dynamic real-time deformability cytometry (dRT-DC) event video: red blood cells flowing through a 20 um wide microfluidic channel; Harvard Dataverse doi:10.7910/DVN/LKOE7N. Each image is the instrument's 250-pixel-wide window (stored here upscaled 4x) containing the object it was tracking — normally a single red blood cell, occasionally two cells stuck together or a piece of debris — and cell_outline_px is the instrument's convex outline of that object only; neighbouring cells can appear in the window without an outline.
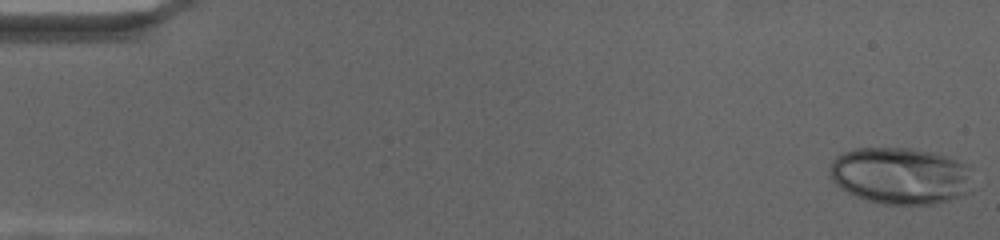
{"species": "human", "species_latin": "Homo sapiens", "temperature_condition": "cold", "stored_images_in_passage": 69, "camera_frame_rate_fps": 3000, "um_per_image_px": 0.085, "donor": {"sex": "female"}, "frame": {"image": 1, "passage_image": 1, "time_ms": 0.0, "image_size_px": [1000, 240], "cell_outline_px": [[972, 164], [964, 192], [960, 196], [948, 200], [932, 204], [884, 204], [868, 200], [856, 196], [848, 192], [836, 184], [832, 180], [828, 172], [828, 168], [832, 160], [836, 156], [844, 152], [856, 148], [912, 148], [932, 152], [948, 156]], "centroid_in_image_um": [76.49, 14.91], "position_along_channel_um": 8.5, "area_um2": 47.22}}
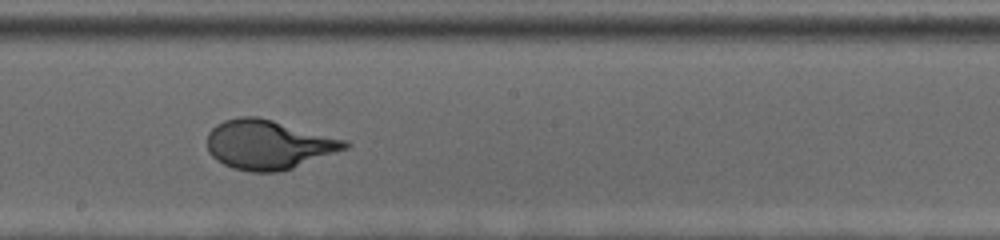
{"frame": {"image": 2, "passage_image": 39, "time_ms": 12.667, "image_size_px": [1000, 240], "cell_outline_px": [[352, 144], [348, 148], [292, 168], [276, 172], [252, 172], [232, 168], [216, 160], [208, 152], [208, 132], [216, 124], [224, 120], [240, 116], [256, 116], [272, 120], [348, 140]], "centroid_in_image_um": [22.81, 12.29], "position_along_channel_um": 225.4, "area_um2": 39.54}}
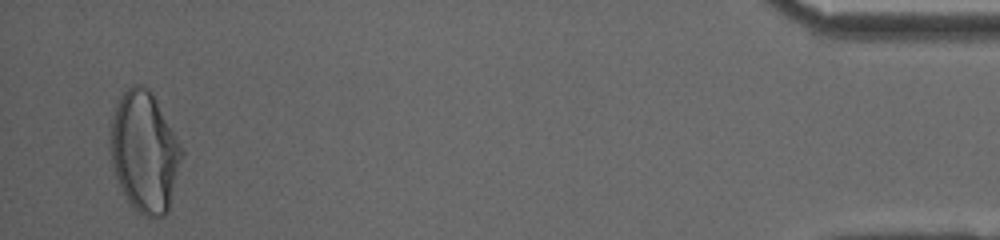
{"frame": {"image": 3, "passage_image": 67, "time_ms": 22.0, "image_size_px": [1000, 240], "cell_outline_px": [[184, 152], [168, 212], [164, 216], [156, 220], [136, 212], [128, 204], [120, 188], [112, 164], [108, 136], [112, 116], [116, 104], [120, 96], [132, 84], [144, 84], [152, 92], [184, 148]], "centroid_in_image_um": [12.28, 12.93], "position_along_channel_um": 422.9, "area_um2": 51.27}}